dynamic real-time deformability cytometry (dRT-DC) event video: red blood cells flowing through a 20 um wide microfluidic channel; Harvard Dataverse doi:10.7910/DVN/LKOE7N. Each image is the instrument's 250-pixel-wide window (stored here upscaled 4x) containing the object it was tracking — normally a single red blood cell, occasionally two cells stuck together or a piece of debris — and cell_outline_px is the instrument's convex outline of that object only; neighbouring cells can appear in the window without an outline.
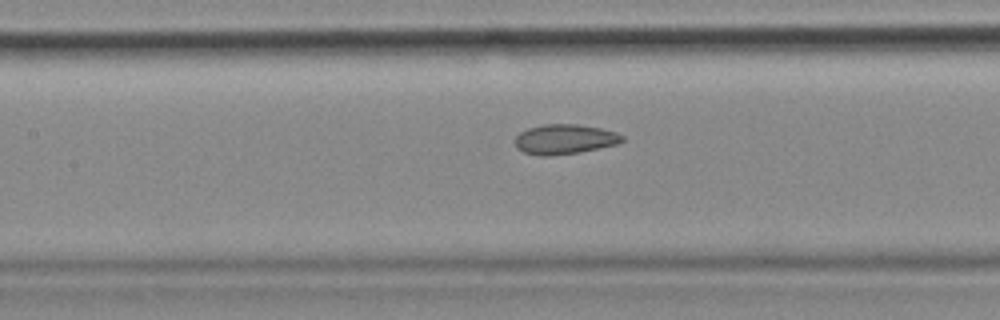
{"species": "common noctule bat (a hibernating species)", "species_latin": "Nyctalus noctula", "temperature_condition": "cold", "stored_images_in_passage": 54, "camera_frame_rate_fps": 3000, "um_per_image_px": 0.085, "animal": {"sex": "female", "body_mass_g": 18.4}, "frame": {"image": 1, "passage_image": 24, "time_ms": 7.667, "image_size_px": [1000, 320], "cell_outline_px": [[624, 140], [620, 144], [580, 152], [548, 156], [540, 156], [524, 152], [516, 148], [516, 136], [520, 132], [528, 128], [544, 124], [576, 124], [600, 128], [616, 132], [624, 136]], "centroid_in_image_um": [48.02, 11.84], "position_along_channel_um": 159.4, "area_um2": 18.73}, "authors_computed_cell_mechanics": {"area_um2": 19.5364, "velocity_mm_per_s": 3.6497, "shape_relaxation_time_tau1_ms": null, "shape_relaxation_time_tau2_ms": 2.5201, "deformation_change_tau1": null, "deformation_change_tau2": 0.073}}